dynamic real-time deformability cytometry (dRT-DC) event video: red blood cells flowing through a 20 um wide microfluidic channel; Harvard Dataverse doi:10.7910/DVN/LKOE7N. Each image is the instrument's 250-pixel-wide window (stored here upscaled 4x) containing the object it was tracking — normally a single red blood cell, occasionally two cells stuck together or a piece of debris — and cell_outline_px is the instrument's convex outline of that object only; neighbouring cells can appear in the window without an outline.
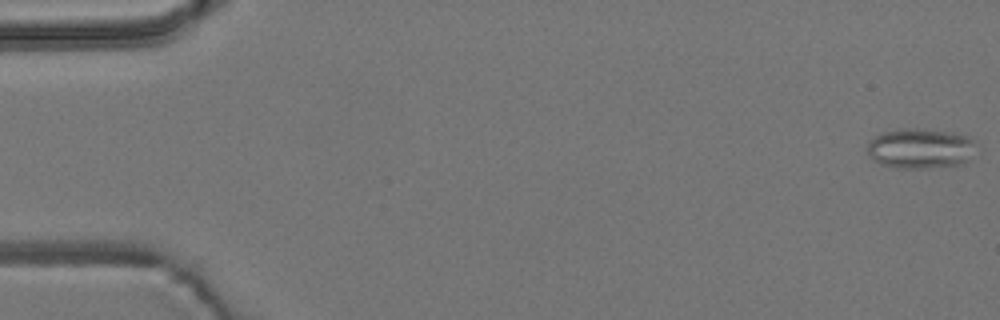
{"species": "common noctule bat (a hibernating species)", "species_latin": "Nyctalus noctula", "temperature_condition": "room temperature", "stored_images_in_passage": 47, "camera_frame_rate_fps": 3000, "um_per_image_px": 0.085, "animal": {"sex": "male", "body_mass_g": 19.2, "forearm_length_mm": 51.8}, "frame": {"image": 1, "passage_image": 1, "time_ms": 0.0, "image_size_px": [1000, 320], "cell_outline_px": [[976, 140], [968, 160], [960, 164], [920, 168], [900, 168], [880, 164], [872, 160], [868, 152], [868, 140], [884, 132], [900, 128], [924, 128], [952, 132], [972, 136]], "centroid_in_image_um": [78.22, 12.59], "position_along_channel_um": 6.8, "area_um2": 25.55}}
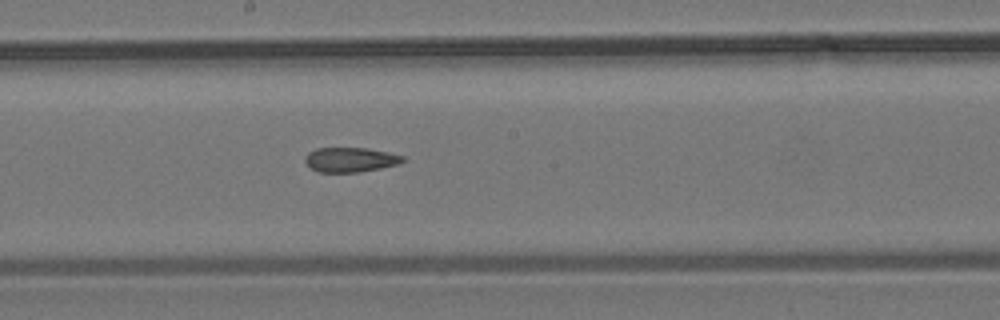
{"frame": {"image": 2, "passage_image": 29, "time_ms": 9.333, "image_size_px": [1000, 320], "cell_outline_px": [[404, 160], [396, 164], [380, 168], [360, 172], [316, 172], [304, 160], [304, 156], [308, 152], [316, 148], [368, 148], [388, 152], [404, 156]], "centroid_in_image_um": [29.74, 13.57], "position_along_channel_um": 218.5, "area_um2": 13.99}}
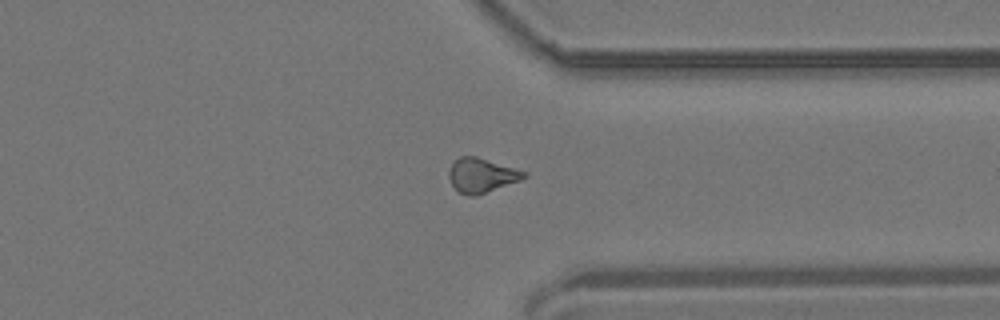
{"frame": {"image": 3, "passage_image": 41, "time_ms": 13.333, "image_size_px": [1000, 320], "cell_outline_px": [[528, 176], [520, 180], [472, 196], [468, 196], [460, 192], [452, 184], [448, 176], [448, 172], [452, 160], [460, 156], [476, 156], [528, 172]], "centroid_in_image_um": [40.91, 14.87], "position_along_channel_um": 370.5, "area_um2": 14.85}}